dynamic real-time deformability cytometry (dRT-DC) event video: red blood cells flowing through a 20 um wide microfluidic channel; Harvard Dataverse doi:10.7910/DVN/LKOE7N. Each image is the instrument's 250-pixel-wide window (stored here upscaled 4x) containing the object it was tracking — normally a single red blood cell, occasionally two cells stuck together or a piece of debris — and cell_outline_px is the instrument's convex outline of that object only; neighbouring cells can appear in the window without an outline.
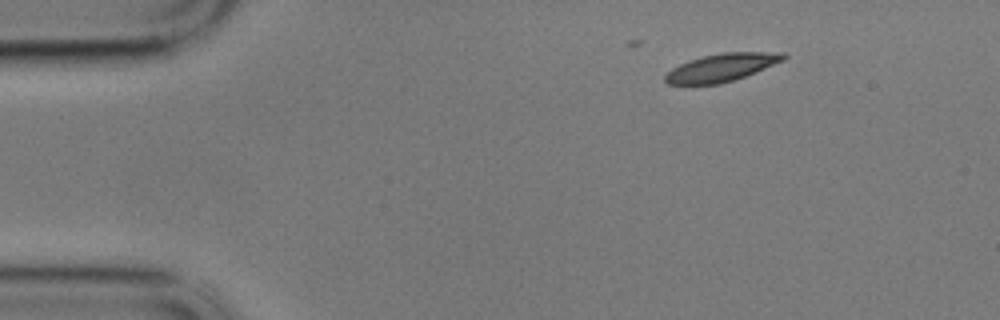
{"species": "common noctule bat (a hibernating species)", "species_latin": "Nyctalus noctula", "temperature_condition": "cold", "stored_images_in_passage": 8, "camera_frame_rate_fps": 3000, "um_per_image_px": 0.085, "animal": {"sex": "male", "body_mass_g": 17.9}, "frame": {"image": 1, "passage_image": 1, "time_ms": 0.0, "image_size_px": [1000, 320], "cell_outline_px": [[788, 56], [784, 60], [756, 72], [736, 80], [720, 84], [668, 84], [664, 80], [664, 76], [672, 68], [680, 64], [704, 56], [720, 52], [784, 52]], "centroid_in_image_um": [61.38, 5.74], "position_along_channel_um": 23.6, "area_um2": 19.19}}